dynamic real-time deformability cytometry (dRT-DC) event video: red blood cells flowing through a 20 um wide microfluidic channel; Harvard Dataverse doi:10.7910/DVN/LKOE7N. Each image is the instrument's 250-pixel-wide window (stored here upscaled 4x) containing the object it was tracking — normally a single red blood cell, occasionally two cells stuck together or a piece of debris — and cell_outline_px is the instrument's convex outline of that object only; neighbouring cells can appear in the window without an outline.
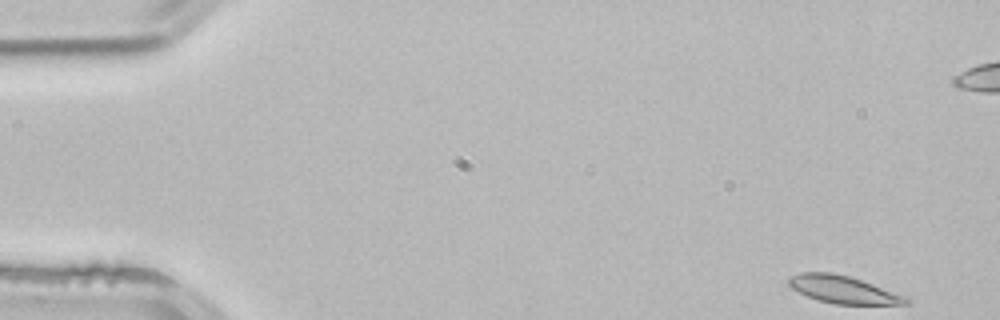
{"species": "common noctule bat (a hibernating species)", "species_latin": "Nyctalus noctula", "temperature_condition": "room temperature", "stored_images_in_passage": 52, "camera_frame_rate_fps": 3000, "um_per_image_px": 0.085, "animal": {"sex": "male", "body_mass_g": 21.5, "forearm_length_mm": 52.0}, "frame": {"image": 1, "passage_image": 1, "time_ms": 0.0, "image_size_px": [1000, 320], "cell_outline_px": [[912, 300], [908, 304], [836, 304], [820, 300], [808, 296], [792, 288], [788, 284], [788, 276], [800, 272], [828, 272], [848, 276], [908, 296]], "centroid_in_image_um": [71.69, 24.61], "position_along_channel_um": 13.3, "area_um2": 18.67}}
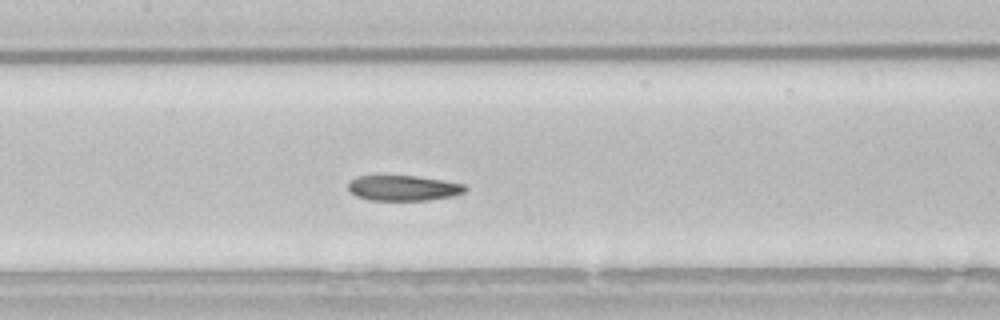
{"frame": {"image": 2, "passage_image": 23, "time_ms": 7.333, "image_size_px": [1000, 320], "cell_outline_px": [[468, 188], [464, 192], [452, 196], [428, 200], [368, 200], [356, 196], [348, 192], [348, 180], [356, 176], [376, 172], [416, 176], [464, 184]], "centroid_in_image_um": [34.14, 15.93], "position_along_channel_um": 173.3, "area_um2": 18.21}}
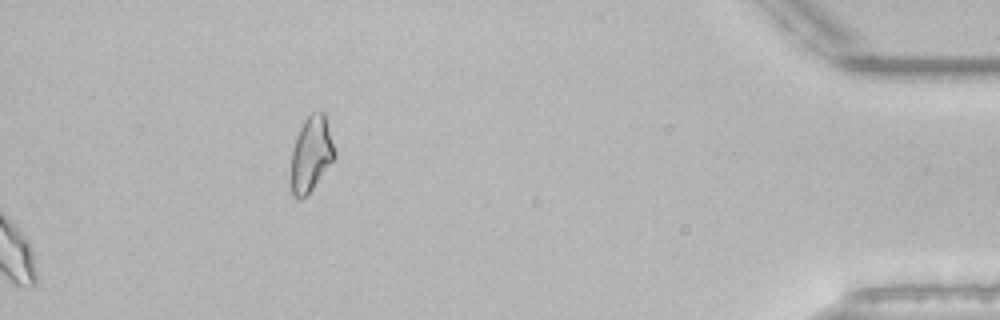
{"frame": {"image": 3, "passage_image": 52, "time_ms": 17.0, "image_size_px": [1000, 320], "cell_outline_px": [[336, 156], [312, 188], [304, 196], [292, 196], [292, 148], [296, 136], [304, 120], [312, 112], [324, 112], [336, 152]], "centroid_in_image_um": [26.46, 13.03], "position_along_channel_um": 408.7, "area_um2": 18.55}, "authors_computed_cell_mechanics": {"area_um2": 18.9006, "velocity_mm_per_s": 3.8396, "shape_relaxation_time_tau1_ms": 4.8496, "shape_relaxation_time_tau2_ms": 3.0116, "deformation_change_tau1": 0.1169, "deformation_change_tau2": 0.0819}}